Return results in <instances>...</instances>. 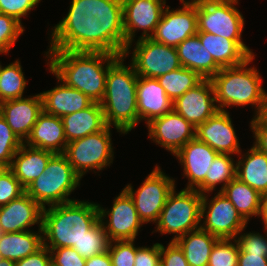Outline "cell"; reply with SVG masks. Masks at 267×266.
I'll return each instance as SVG.
<instances>
[{
	"label": "cell",
	"instance_id": "obj_7",
	"mask_svg": "<svg viewBox=\"0 0 267 266\" xmlns=\"http://www.w3.org/2000/svg\"><path fill=\"white\" fill-rule=\"evenodd\" d=\"M202 196L197 190L187 188L176 193L174 187L161 210L156 230L160 234H176L171 240L175 241L188 232L199 229Z\"/></svg>",
	"mask_w": 267,
	"mask_h": 266
},
{
	"label": "cell",
	"instance_id": "obj_43",
	"mask_svg": "<svg viewBox=\"0 0 267 266\" xmlns=\"http://www.w3.org/2000/svg\"><path fill=\"white\" fill-rule=\"evenodd\" d=\"M40 0H0V13L13 17L21 23L22 17L38 5Z\"/></svg>",
	"mask_w": 267,
	"mask_h": 266
},
{
	"label": "cell",
	"instance_id": "obj_1",
	"mask_svg": "<svg viewBox=\"0 0 267 266\" xmlns=\"http://www.w3.org/2000/svg\"><path fill=\"white\" fill-rule=\"evenodd\" d=\"M53 28L49 50L124 54L122 0H72L67 16Z\"/></svg>",
	"mask_w": 267,
	"mask_h": 266
},
{
	"label": "cell",
	"instance_id": "obj_19",
	"mask_svg": "<svg viewBox=\"0 0 267 266\" xmlns=\"http://www.w3.org/2000/svg\"><path fill=\"white\" fill-rule=\"evenodd\" d=\"M42 111L41 93L28 98L23 97L0 103V114L22 143L28 138Z\"/></svg>",
	"mask_w": 267,
	"mask_h": 266
},
{
	"label": "cell",
	"instance_id": "obj_27",
	"mask_svg": "<svg viewBox=\"0 0 267 266\" xmlns=\"http://www.w3.org/2000/svg\"><path fill=\"white\" fill-rule=\"evenodd\" d=\"M176 50L182 67L197 72L203 79H211L221 70L197 35L182 41Z\"/></svg>",
	"mask_w": 267,
	"mask_h": 266
},
{
	"label": "cell",
	"instance_id": "obj_2",
	"mask_svg": "<svg viewBox=\"0 0 267 266\" xmlns=\"http://www.w3.org/2000/svg\"><path fill=\"white\" fill-rule=\"evenodd\" d=\"M46 56L51 73L96 103L103 99L109 67L120 57L104 51L71 50H49Z\"/></svg>",
	"mask_w": 267,
	"mask_h": 266
},
{
	"label": "cell",
	"instance_id": "obj_28",
	"mask_svg": "<svg viewBox=\"0 0 267 266\" xmlns=\"http://www.w3.org/2000/svg\"><path fill=\"white\" fill-rule=\"evenodd\" d=\"M61 119L67 143L96 133L106 126L102 106L96 102Z\"/></svg>",
	"mask_w": 267,
	"mask_h": 266
},
{
	"label": "cell",
	"instance_id": "obj_26",
	"mask_svg": "<svg viewBox=\"0 0 267 266\" xmlns=\"http://www.w3.org/2000/svg\"><path fill=\"white\" fill-rule=\"evenodd\" d=\"M54 154L51 151L29 147L23 143L14 155L9 169L26 189L44 172L49 159Z\"/></svg>",
	"mask_w": 267,
	"mask_h": 266
},
{
	"label": "cell",
	"instance_id": "obj_34",
	"mask_svg": "<svg viewBox=\"0 0 267 266\" xmlns=\"http://www.w3.org/2000/svg\"><path fill=\"white\" fill-rule=\"evenodd\" d=\"M156 79L173 102L203 80L197 72L185 67L163 74Z\"/></svg>",
	"mask_w": 267,
	"mask_h": 266
},
{
	"label": "cell",
	"instance_id": "obj_15",
	"mask_svg": "<svg viewBox=\"0 0 267 266\" xmlns=\"http://www.w3.org/2000/svg\"><path fill=\"white\" fill-rule=\"evenodd\" d=\"M98 208L100 221L110 241L136 239L143 222L138 216L131 196L124 189L114 199L110 211H106L99 204ZM105 217H109L106 222L104 221Z\"/></svg>",
	"mask_w": 267,
	"mask_h": 266
},
{
	"label": "cell",
	"instance_id": "obj_14",
	"mask_svg": "<svg viewBox=\"0 0 267 266\" xmlns=\"http://www.w3.org/2000/svg\"><path fill=\"white\" fill-rule=\"evenodd\" d=\"M123 29L125 33V51L128 56L136 30L142 29L139 39L150 38L162 16L166 1L164 0H122ZM151 31V32H150ZM151 34H150V33Z\"/></svg>",
	"mask_w": 267,
	"mask_h": 266
},
{
	"label": "cell",
	"instance_id": "obj_42",
	"mask_svg": "<svg viewBox=\"0 0 267 266\" xmlns=\"http://www.w3.org/2000/svg\"><path fill=\"white\" fill-rule=\"evenodd\" d=\"M264 229L266 236L254 232L237 236L236 241L240 254H261L263 257H267V228Z\"/></svg>",
	"mask_w": 267,
	"mask_h": 266
},
{
	"label": "cell",
	"instance_id": "obj_11",
	"mask_svg": "<svg viewBox=\"0 0 267 266\" xmlns=\"http://www.w3.org/2000/svg\"><path fill=\"white\" fill-rule=\"evenodd\" d=\"M203 218L205 220L200 225V228L219 239L237 238L243 229L247 227V222L221 192H218L210 201L208 200V195L206 196V193L203 194L201 219Z\"/></svg>",
	"mask_w": 267,
	"mask_h": 266
},
{
	"label": "cell",
	"instance_id": "obj_35",
	"mask_svg": "<svg viewBox=\"0 0 267 266\" xmlns=\"http://www.w3.org/2000/svg\"><path fill=\"white\" fill-rule=\"evenodd\" d=\"M27 81L22 72L20 62L16 60L6 67L0 68V103L23 98Z\"/></svg>",
	"mask_w": 267,
	"mask_h": 266
},
{
	"label": "cell",
	"instance_id": "obj_13",
	"mask_svg": "<svg viewBox=\"0 0 267 266\" xmlns=\"http://www.w3.org/2000/svg\"><path fill=\"white\" fill-rule=\"evenodd\" d=\"M183 7L169 10L166 6L160 21L150 37L153 41L167 46L177 47L185 39L197 35L196 0L183 1Z\"/></svg>",
	"mask_w": 267,
	"mask_h": 266
},
{
	"label": "cell",
	"instance_id": "obj_30",
	"mask_svg": "<svg viewBox=\"0 0 267 266\" xmlns=\"http://www.w3.org/2000/svg\"><path fill=\"white\" fill-rule=\"evenodd\" d=\"M246 154L236 161V177L260 194L267 192V154L255 146Z\"/></svg>",
	"mask_w": 267,
	"mask_h": 266
},
{
	"label": "cell",
	"instance_id": "obj_44",
	"mask_svg": "<svg viewBox=\"0 0 267 266\" xmlns=\"http://www.w3.org/2000/svg\"><path fill=\"white\" fill-rule=\"evenodd\" d=\"M52 266H85L86 259L72 247L48 248Z\"/></svg>",
	"mask_w": 267,
	"mask_h": 266
},
{
	"label": "cell",
	"instance_id": "obj_8",
	"mask_svg": "<svg viewBox=\"0 0 267 266\" xmlns=\"http://www.w3.org/2000/svg\"><path fill=\"white\" fill-rule=\"evenodd\" d=\"M111 127L67 143L64 155L74 171L82 178L88 170H102L113 162Z\"/></svg>",
	"mask_w": 267,
	"mask_h": 266
},
{
	"label": "cell",
	"instance_id": "obj_10",
	"mask_svg": "<svg viewBox=\"0 0 267 266\" xmlns=\"http://www.w3.org/2000/svg\"><path fill=\"white\" fill-rule=\"evenodd\" d=\"M175 180L166 176L157 165L142 185L134 191L131 184L124 190L131 196L140 220L157 223L169 193L174 189Z\"/></svg>",
	"mask_w": 267,
	"mask_h": 266
},
{
	"label": "cell",
	"instance_id": "obj_47",
	"mask_svg": "<svg viewBox=\"0 0 267 266\" xmlns=\"http://www.w3.org/2000/svg\"><path fill=\"white\" fill-rule=\"evenodd\" d=\"M250 123L255 138L253 146L267 154V121L262 116H254Z\"/></svg>",
	"mask_w": 267,
	"mask_h": 266
},
{
	"label": "cell",
	"instance_id": "obj_18",
	"mask_svg": "<svg viewBox=\"0 0 267 266\" xmlns=\"http://www.w3.org/2000/svg\"><path fill=\"white\" fill-rule=\"evenodd\" d=\"M195 137L219 154H240V144L227 110H218L196 127Z\"/></svg>",
	"mask_w": 267,
	"mask_h": 266
},
{
	"label": "cell",
	"instance_id": "obj_52",
	"mask_svg": "<svg viewBox=\"0 0 267 266\" xmlns=\"http://www.w3.org/2000/svg\"><path fill=\"white\" fill-rule=\"evenodd\" d=\"M0 266H15V262L8 259H1Z\"/></svg>",
	"mask_w": 267,
	"mask_h": 266
},
{
	"label": "cell",
	"instance_id": "obj_23",
	"mask_svg": "<svg viewBox=\"0 0 267 266\" xmlns=\"http://www.w3.org/2000/svg\"><path fill=\"white\" fill-rule=\"evenodd\" d=\"M24 144L53 153H64L67 140L62 119L43 110Z\"/></svg>",
	"mask_w": 267,
	"mask_h": 266
},
{
	"label": "cell",
	"instance_id": "obj_21",
	"mask_svg": "<svg viewBox=\"0 0 267 266\" xmlns=\"http://www.w3.org/2000/svg\"><path fill=\"white\" fill-rule=\"evenodd\" d=\"M43 208L26 192L0 207V227L4 233L30 230L28 227L38 224L42 227Z\"/></svg>",
	"mask_w": 267,
	"mask_h": 266
},
{
	"label": "cell",
	"instance_id": "obj_3",
	"mask_svg": "<svg viewBox=\"0 0 267 266\" xmlns=\"http://www.w3.org/2000/svg\"><path fill=\"white\" fill-rule=\"evenodd\" d=\"M99 220L98 204L93 202L74 200L43 208V245L46 248L77 245Z\"/></svg>",
	"mask_w": 267,
	"mask_h": 266
},
{
	"label": "cell",
	"instance_id": "obj_32",
	"mask_svg": "<svg viewBox=\"0 0 267 266\" xmlns=\"http://www.w3.org/2000/svg\"><path fill=\"white\" fill-rule=\"evenodd\" d=\"M221 193L230 200L247 223L250 216H259L261 194L239 178L235 177Z\"/></svg>",
	"mask_w": 267,
	"mask_h": 266
},
{
	"label": "cell",
	"instance_id": "obj_53",
	"mask_svg": "<svg viewBox=\"0 0 267 266\" xmlns=\"http://www.w3.org/2000/svg\"><path fill=\"white\" fill-rule=\"evenodd\" d=\"M262 117L267 121V100H266L265 107L262 113Z\"/></svg>",
	"mask_w": 267,
	"mask_h": 266
},
{
	"label": "cell",
	"instance_id": "obj_41",
	"mask_svg": "<svg viewBox=\"0 0 267 266\" xmlns=\"http://www.w3.org/2000/svg\"><path fill=\"white\" fill-rule=\"evenodd\" d=\"M25 193V188L20 184L13 172L7 168L0 176V207L11 200L19 198Z\"/></svg>",
	"mask_w": 267,
	"mask_h": 266
},
{
	"label": "cell",
	"instance_id": "obj_55",
	"mask_svg": "<svg viewBox=\"0 0 267 266\" xmlns=\"http://www.w3.org/2000/svg\"><path fill=\"white\" fill-rule=\"evenodd\" d=\"M156 266H164L161 261Z\"/></svg>",
	"mask_w": 267,
	"mask_h": 266
},
{
	"label": "cell",
	"instance_id": "obj_29",
	"mask_svg": "<svg viewBox=\"0 0 267 266\" xmlns=\"http://www.w3.org/2000/svg\"><path fill=\"white\" fill-rule=\"evenodd\" d=\"M43 231L39 227L38 233L32 230L3 233L0 236V257L14 262L35 253L43 246Z\"/></svg>",
	"mask_w": 267,
	"mask_h": 266
},
{
	"label": "cell",
	"instance_id": "obj_38",
	"mask_svg": "<svg viewBox=\"0 0 267 266\" xmlns=\"http://www.w3.org/2000/svg\"><path fill=\"white\" fill-rule=\"evenodd\" d=\"M22 144L0 114V163L9 168L14 155Z\"/></svg>",
	"mask_w": 267,
	"mask_h": 266
},
{
	"label": "cell",
	"instance_id": "obj_51",
	"mask_svg": "<svg viewBox=\"0 0 267 266\" xmlns=\"http://www.w3.org/2000/svg\"><path fill=\"white\" fill-rule=\"evenodd\" d=\"M259 216L264 223V228H267V192L260 196Z\"/></svg>",
	"mask_w": 267,
	"mask_h": 266
},
{
	"label": "cell",
	"instance_id": "obj_6",
	"mask_svg": "<svg viewBox=\"0 0 267 266\" xmlns=\"http://www.w3.org/2000/svg\"><path fill=\"white\" fill-rule=\"evenodd\" d=\"M80 180L81 177L74 171L66 156L63 153H55L49 159L44 172L25 189V192L42 208H46V205L74 201L68 196L80 185Z\"/></svg>",
	"mask_w": 267,
	"mask_h": 266
},
{
	"label": "cell",
	"instance_id": "obj_40",
	"mask_svg": "<svg viewBox=\"0 0 267 266\" xmlns=\"http://www.w3.org/2000/svg\"><path fill=\"white\" fill-rule=\"evenodd\" d=\"M134 242V240L110 241L108 253L112 266H134L136 255Z\"/></svg>",
	"mask_w": 267,
	"mask_h": 266
},
{
	"label": "cell",
	"instance_id": "obj_9",
	"mask_svg": "<svg viewBox=\"0 0 267 266\" xmlns=\"http://www.w3.org/2000/svg\"><path fill=\"white\" fill-rule=\"evenodd\" d=\"M236 4L238 0H196L198 32L242 40L244 18Z\"/></svg>",
	"mask_w": 267,
	"mask_h": 266
},
{
	"label": "cell",
	"instance_id": "obj_25",
	"mask_svg": "<svg viewBox=\"0 0 267 266\" xmlns=\"http://www.w3.org/2000/svg\"><path fill=\"white\" fill-rule=\"evenodd\" d=\"M197 36L221 68L240 65L254 55L242 40H230L209 32H198Z\"/></svg>",
	"mask_w": 267,
	"mask_h": 266
},
{
	"label": "cell",
	"instance_id": "obj_36",
	"mask_svg": "<svg viewBox=\"0 0 267 266\" xmlns=\"http://www.w3.org/2000/svg\"><path fill=\"white\" fill-rule=\"evenodd\" d=\"M110 240L104 230L103 224L99 220L83 238L73 245L72 248L77 251L84 259H89L95 255L108 251Z\"/></svg>",
	"mask_w": 267,
	"mask_h": 266
},
{
	"label": "cell",
	"instance_id": "obj_56",
	"mask_svg": "<svg viewBox=\"0 0 267 266\" xmlns=\"http://www.w3.org/2000/svg\"><path fill=\"white\" fill-rule=\"evenodd\" d=\"M4 232L2 231V228L0 227V236L3 234Z\"/></svg>",
	"mask_w": 267,
	"mask_h": 266
},
{
	"label": "cell",
	"instance_id": "obj_46",
	"mask_svg": "<svg viewBox=\"0 0 267 266\" xmlns=\"http://www.w3.org/2000/svg\"><path fill=\"white\" fill-rule=\"evenodd\" d=\"M161 244L150 247H136L134 266H156L160 260Z\"/></svg>",
	"mask_w": 267,
	"mask_h": 266
},
{
	"label": "cell",
	"instance_id": "obj_5",
	"mask_svg": "<svg viewBox=\"0 0 267 266\" xmlns=\"http://www.w3.org/2000/svg\"><path fill=\"white\" fill-rule=\"evenodd\" d=\"M255 55L250 56L242 64L221 68L211 78L215 99L219 110L225 107L252 105L256 108V116H262L267 93L262 88V79L256 68H247Z\"/></svg>",
	"mask_w": 267,
	"mask_h": 266
},
{
	"label": "cell",
	"instance_id": "obj_24",
	"mask_svg": "<svg viewBox=\"0 0 267 266\" xmlns=\"http://www.w3.org/2000/svg\"><path fill=\"white\" fill-rule=\"evenodd\" d=\"M56 78L58 83H61L53 89L41 93L43 110L46 113L62 118L64 115L81 111L93 103L83 92L67 86L57 76Z\"/></svg>",
	"mask_w": 267,
	"mask_h": 266
},
{
	"label": "cell",
	"instance_id": "obj_31",
	"mask_svg": "<svg viewBox=\"0 0 267 266\" xmlns=\"http://www.w3.org/2000/svg\"><path fill=\"white\" fill-rule=\"evenodd\" d=\"M218 239L199 228L179 237L175 242L183 250L189 266H208L212 248Z\"/></svg>",
	"mask_w": 267,
	"mask_h": 266
},
{
	"label": "cell",
	"instance_id": "obj_33",
	"mask_svg": "<svg viewBox=\"0 0 267 266\" xmlns=\"http://www.w3.org/2000/svg\"><path fill=\"white\" fill-rule=\"evenodd\" d=\"M230 154H218L212 162L205 180L195 189L201 194L212 192L216 185L223 183L219 192L236 177V163Z\"/></svg>",
	"mask_w": 267,
	"mask_h": 266
},
{
	"label": "cell",
	"instance_id": "obj_39",
	"mask_svg": "<svg viewBox=\"0 0 267 266\" xmlns=\"http://www.w3.org/2000/svg\"><path fill=\"white\" fill-rule=\"evenodd\" d=\"M24 32L22 23L11 16L0 13V51L9 52L17 41L19 35Z\"/></svg>",
	"mask_w": 267,
	"mask_h": 266
},
{
	"label": "cell",
	"instance_id": "obj_49",
	"mask_svg": "<svg viewBox=\"0 0 267 266\" xmlns=\"http://www.w3.org/2000/svg\"><path fill=\"white\" fill-rule=\"evenodd\" d=\"M238 266H267V257L261 254H239Z\"/></svg>",
	"mask_w": 267,
	"mask_h": 266
},
{
	"label": "cell",
	"instance_id": "obj_22",
	"mask_svg": "<svg viewBox=\"0 0 267 266\" xmlns=\"http://www.w3.org/2000/svg\"><path fill=\"white\" fill-rule=\"evenodd\" d=\"M173 110V101L167 96L164 88L156 78L138 76L137 111L139 122L148 124Z\"/></svg>",
	"mask_w": 267,
	"mask_h": 266
},
{
	"label": "cell",
	"instance_id": "obj_12",
	"mask_svg": "<svg viewBox=\"0 0 267 266\" xmlns=\"http://www.w3.org/2000/svg\"><path fill=\"white\" fill-rule=\"evenodd\" d=\"M130 63L136 74L158 78L182 67L176 47L157 43L151 38L138 39Z\"/></svg>",
	"mask_w": 267,
	"mask_h": 266
},
{
	"label": "cell",
	"instance_id": "obj_48",
	"mask_svg": "<svg viewBox=\"0 0 267 266\" xmlns=\"http://www.w3.org/2000/svg\"><path fill=\"white\" fill-rule=\"evenodd\" d=\"M15 266H52L50 250L43 245L35 253L16 261Z\"/></svg>",
	"mask_w": 267,
	"mask_h": 266
},
{
	"label": "cell",
	"instance_id": "obj_45",
	"mask_svg": "<svg viewBox=\"0 0 267 266\" xmlns=\"http://www.w3.org/2000/svg\"><path fill=\"white\" fill-rule=\"evenodd\" d=\"M160 260L164 266H189L183 250L175 241H170L166 248L161 244Z\"/></svg>",
	"mask_w": 267,
	"mask_h": 266
},
{
	"label": "cell",
	"instance_id": "obj_50",
	"mask_svg": "<svg viewBox=\"0 0 267 266\" xmlns=\"http://www.w3.org/2000/svg\"><path fill=\"white\" fill-rule=\"evenodd\" d=\"M85 266H112V261L107 251L86 259Z\"/></svg>",
	"mask_w": 267,
	"mask_h": 266
},
{
	"label": "cell",
	"instance_id": "obj_20",
	"mask_svg": "<svg viewBox=\"0 0 267 266\" xmlns=\"http://www.w3.org/2000/svg\"><path fill=\"white\" fill-rule=\"evenodd\" d=\"M219 153L196 137L184 145L174 156L183 166L188 179L187 189H196L204 180L209 167Z\"/></svg>",
	"mask_w": 267,
	"mask_h": 266
},
{
	"label": "cell",
	"instance_id": "obj_37",
	"mask_svg": "<svg viewBox=\"0 0 267 266\" xmlns=\"http://www.w3.org/2000/svg\"><path fill=\"white\" fill-rule=\"evenodd\" d=\"M239 254L236 238L218 239L212 248L208 266H238Z\"/></svg>",
	"mask_w": 267,
	"mask_h": 266
},
{
	"label": "cell",
	"instance_id": "obj_17",
	"mask_svg": "<svg viewBox=\"0 0 267 266\" xmlns=\"http://www.w3.org/2000/svg\"><path fill=\"white\" fill-rule=\"evenodd\" d=\"M215 104L212 81L203 79L173 102V110L196 128L219 110Z\"/></svg>",
	"mask_w": 267,
	"mask_h": 266
},
{
	"label": "cell",
	"instance_id": "obj_16",
	"mask_svg": "<svg viewBox=\"0 0 267 266\" xmlns=\"http://www.w3.org/2000/svg\"><path fill=\"white\" fill-rule=\"evenodd\" d=\"M147 127L150 139L173 155L194 139L196 132V128L174 110L153 119Z\"/></svg>",
	"mask_w": 267,
	"mask_h": 266
},
{
	"label": "cell",
	"instance_id": "obj_4",
	"mask_svg": "<svg viewBox=\"0 0 267 266\" xmlns=\"http://www.w3.org/2000/svg\"><path fill=\"white\" fill-rule=\"evenodd\" d=\"M120 56L108 69L101 106L106 125L127 134L139 122L137 111V79L133 66L124 65Z\"/></svg>",
	"mask_w": 267,
	"mask_h": 266
},
{
	"label": "cell",
	"instance_id": "obj_54",
	"mask_svg": "<svg viewBox=\"0 0 267 266\" xmlns=\"http://www.w3.org/2000/svg\"><path fill=\"white\" fill-rule=\"evenodd\" d=\"M8 167L2 163H0V176L4 173V171L7 169Z\"/></svg>",
	"mask_w": 267,
	"mask_h": 266
}]
</instances>
